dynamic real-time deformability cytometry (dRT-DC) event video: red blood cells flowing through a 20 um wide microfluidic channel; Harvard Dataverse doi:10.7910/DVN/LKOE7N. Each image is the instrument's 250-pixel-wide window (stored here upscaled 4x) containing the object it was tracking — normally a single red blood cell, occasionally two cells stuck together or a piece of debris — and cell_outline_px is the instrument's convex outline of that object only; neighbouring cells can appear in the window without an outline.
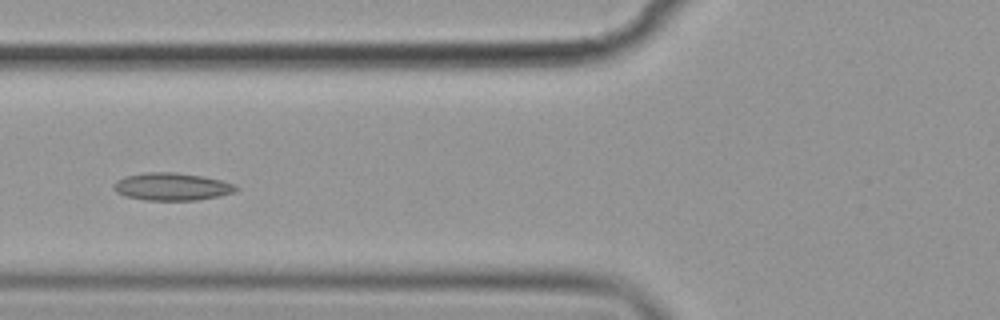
{"species": "common noctule bat (a hibernating species)", "species_latin": "Nyctalus noctula", "temperature_condition": "cold", "stored_images_in_passage": 56, "camera_frame_rate_fps": 3000, "um_per_image_px": 0.085, "animal": {"sex": "female", "body_mass_g": 19.9}, "frame": {"image": 1, "passage_image": 22, "time_ms": 7.0, "image_size_px": [1000, 320], "cell_outline_px": [[240, 188], [236, 192], [220, 196], [196, 200], [144, 200], [128, 196], [116, 192], [112, 188], [112, 184], [116, 180], [124, 176], [148, 172], [176, 172], [204, 176], [236, 184]], "centroid_in_image_um": [14.63, 15.86], "position_along_channel_um": 111.2, "area_um2": 19.88}}
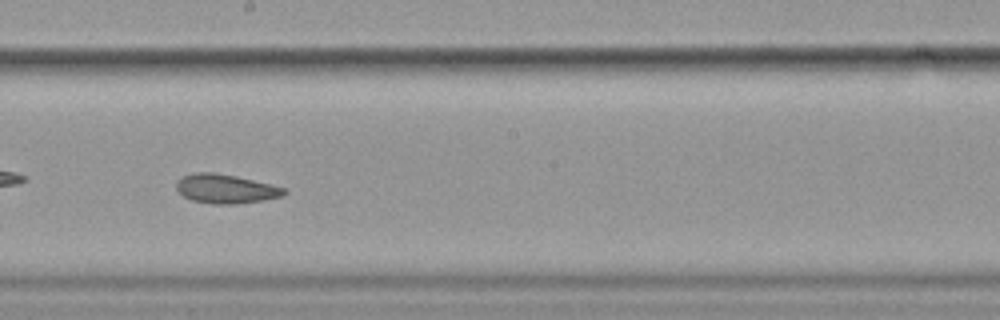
{"frame": {"image": 2, "passage_image": 32, "time_ms": 10.333, "image_size_px": [1000, 320], "cell_outline_px": [[288, 192], [284, 196], [236, 204], [212, 204], [192, 200], [184, 196], [176, 188], [176, 184], [184, 176], [192, 172], [212, 172], [236, 176], [288, 188]], "centroid_in_image_um": [19.23, 16.05], "position_along_channel_um": 229.0, "area_um2": 18.21}}
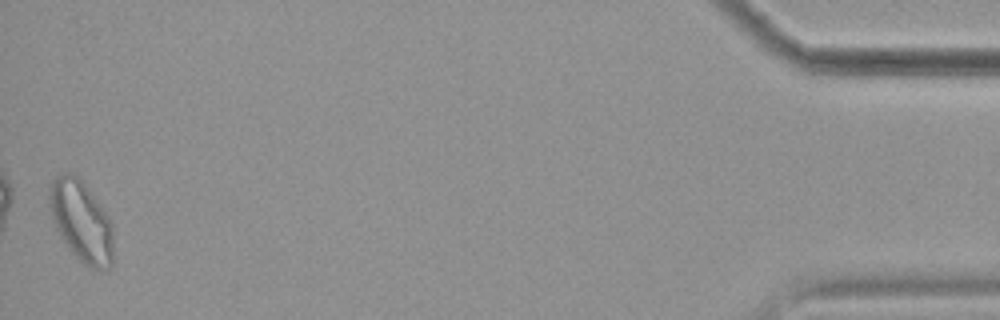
{"frame": {"image": 3, "passage_image": 56, "time_ms": 18.333, "image_size_px": [1000, 320], "cell_outline_px": [[112, 264], [108, 268], [100, 272], [84, 264], [68, 248], [60, 236], [56, 228], [52, 216], [48, 200], [48, 196], [52, 184], [56, 176], [64, 172], [72, 172], [84, 184], [96, 200], [112, 224]], "centroid_in_image_um": [6.9, 18.84], "position_along_channel_um": 428.3, "area_um2": 29.71}, "authors_computed_cell_mechanics": {"area_um2": 20.2878, "velocity_mm_per_s": 3.5377, "shape_relaxation_time_tau1_ms": null, "shape_relaxation_time_tau2_ms": 3.0658, "deformation_change_tau1": null, "deformation_change_tau2": 0.0936}}